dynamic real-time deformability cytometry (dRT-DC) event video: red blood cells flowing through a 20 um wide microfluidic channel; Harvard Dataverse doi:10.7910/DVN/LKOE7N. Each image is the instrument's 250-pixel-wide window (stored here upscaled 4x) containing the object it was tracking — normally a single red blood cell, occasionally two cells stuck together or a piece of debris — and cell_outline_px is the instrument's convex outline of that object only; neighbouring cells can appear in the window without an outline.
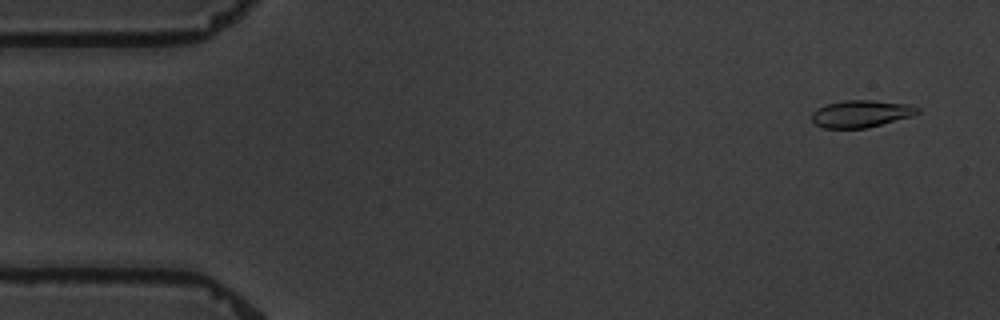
{"species": "common noctule bat (a hibernating species)", "species_latin": "Nyctalus noctula", "temperature_condition": "warm", "stored_images_in_passage": 4, "camera_frame_rate_fps": 3000, "um_per_image_px": 0.085, "animal": {"sex": "male", "body_mass_g": 19.5, "forearm_length_mm": 54.6}, "frame": {"image": 1, "passage_image": 1, "time_ms": 0.0, "image_size_px": [1000, 320], "cell_outline_px": [[920, 112], [912, 116], [868, 128], [824, 128], [816, 124], [812, 120], [812, 112], [816, 108], [828, 104], [844, 100], [872, 100], [908, 104], [920, 108]], "centroid_in_image_um": [73.2, 9.67], "position_along_channel_um": 11.8, "area_um2": 16.76}}
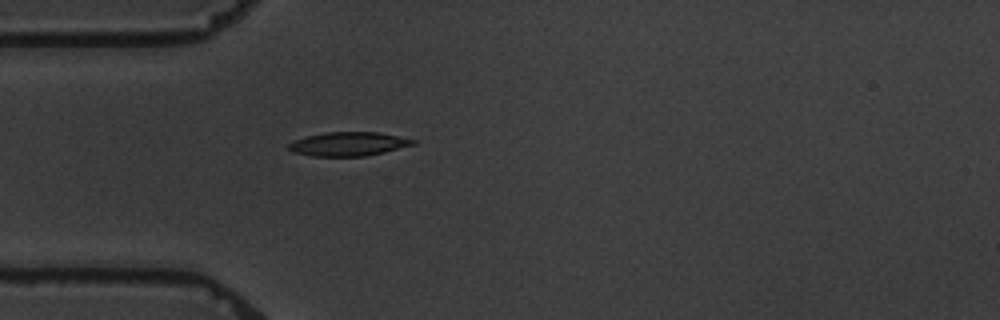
{"frame": {"image": 2, "passage_image": 4, "time_ms": 4.333, "image_size_px": [1000, 320], "cell_outline_px": [[416, 144], [384, 152], [364, 156], [312, 156], [292, 152], [288, 148], [288, 144], [296, 140], [308, 136], [324, 132], [376, 132], [416, 140]], "centroid_in_image_um": [29.61, 12.24], "position_along_channel_um": 55.4, "area_um2": 17.11}}